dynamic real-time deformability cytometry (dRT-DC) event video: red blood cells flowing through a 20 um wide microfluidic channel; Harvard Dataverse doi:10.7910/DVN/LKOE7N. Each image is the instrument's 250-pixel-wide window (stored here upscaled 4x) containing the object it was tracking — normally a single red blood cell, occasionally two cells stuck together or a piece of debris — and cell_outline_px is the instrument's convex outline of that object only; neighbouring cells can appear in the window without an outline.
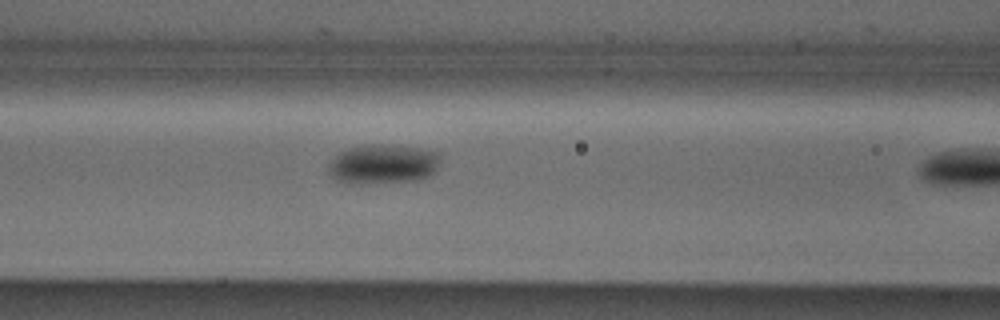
{"species": "Egyptian fruit bat (a non-hibernating species)", "species_latin": "Rousettus aegyptiacus", "temperature_condition": "cold", "stored_images_in_passage": 11, "camera_frame_rate_fps": 3000, "um_per_image_px": 0.085, "animal": {"sex": "male"}, "frame": {"image": 1, "passage_image": 10, "time_ms": 3.0, "image_size_px": [1000, 320], "cell_outline_px": [[440, 160], [436, 172], [428, 176], [416, 180], [368, 184], [348, 184], [336, 180], [328, 172], [328, 164], [340, 152], [348, 148], [368, 144], [376, 144], [420, 148], [440, 152]], "centroid_in_image_um": [32.56, 13.96], "position_along_channel_um": 134.0, "area_um2": 26.07}}